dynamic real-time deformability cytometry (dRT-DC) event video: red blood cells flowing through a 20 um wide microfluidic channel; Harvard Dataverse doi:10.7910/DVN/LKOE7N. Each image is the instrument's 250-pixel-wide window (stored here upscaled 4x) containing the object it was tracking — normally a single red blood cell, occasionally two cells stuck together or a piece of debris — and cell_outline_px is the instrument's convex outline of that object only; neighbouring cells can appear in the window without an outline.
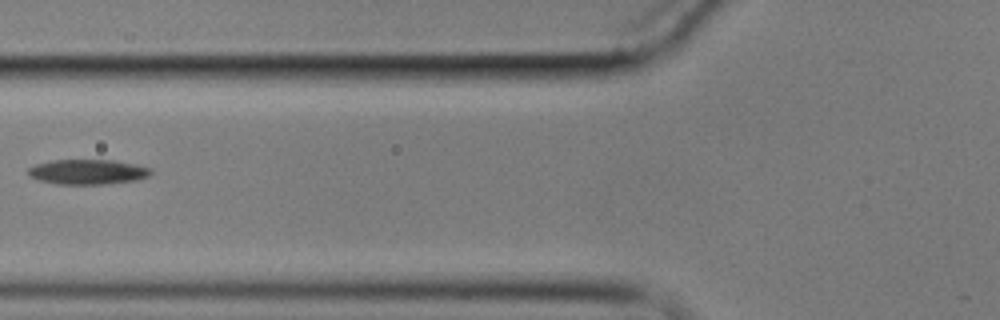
{"species": "common noctule bat (a hibernating species)", "species_latin": "Nyctalus noctula", "temperature_condition": "cold", "stored_images_in_passage": 14, "segment_of_instrument_passage": [2, 2], "camera_frame_rate_fps": 3000, "um_per_image_px": 0.085, "animal": {"sex": "male", "body_mass_g": 17.9}, "frame": {"image": 1, "passage_image": 6, "time_ms": 7.333, "image_size_px": [1000, 320], "cell_outline_px": [[152, 172], [148, 176], [136, 180], [104, 184], [56, 184], [40, 180], [28, 176], [28, 168], [36, 164], [52, 160], [112, 160], [136, 164], [152, 168]], "centroid_in_image_um": [7.45, 14.6], "position_along_channel_um": 118.3, "area_um2": 17.86}}
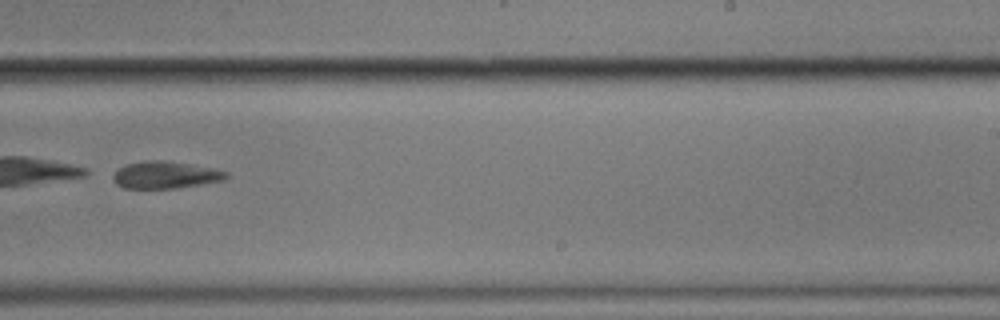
{"frame": {"image": 2, "passage_image": 10, "time_ms": 12.0, "image_size_px": [1000, 320], "cell_outline_px": [[228, 176], [224, 180], [176, 188], [124, 188], [116, 184], [112, 180], [112, 176], [120, 168], [128, 164], [144, 160], [164, 160], [212, 168], [228, 172]], "centroid_in_image_um": [14.04, 14.87], "position_along_channel_um": 275.0, "area_um2": 17.69}}
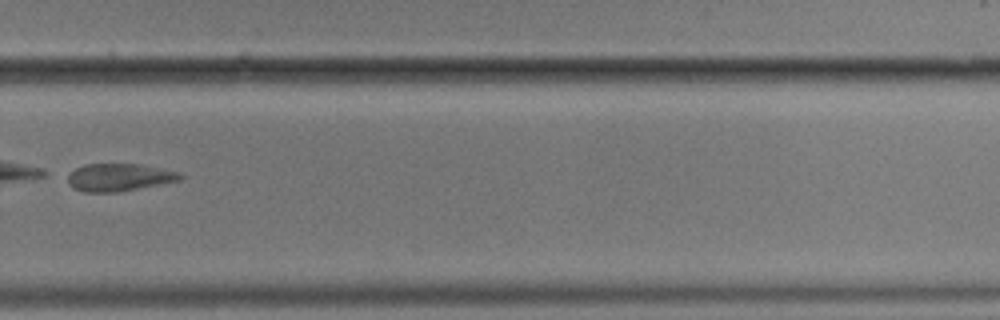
{"frame": {"image": 3, "passage_image": 11, "time_ms": 13.333, "image_size_px": [1000, 320], "cell_outline_px": [[184, 176], [180, 180], [120, 192], [84, 192], [72, 188], [68, 184], [64, 176], [76, 168], [84, 164], [140, 164], [180, 172]], "centroid_in_image_um": [10.07, 15.08], "position_along_channel_um": 319.7, "area_um2": 18.32}}